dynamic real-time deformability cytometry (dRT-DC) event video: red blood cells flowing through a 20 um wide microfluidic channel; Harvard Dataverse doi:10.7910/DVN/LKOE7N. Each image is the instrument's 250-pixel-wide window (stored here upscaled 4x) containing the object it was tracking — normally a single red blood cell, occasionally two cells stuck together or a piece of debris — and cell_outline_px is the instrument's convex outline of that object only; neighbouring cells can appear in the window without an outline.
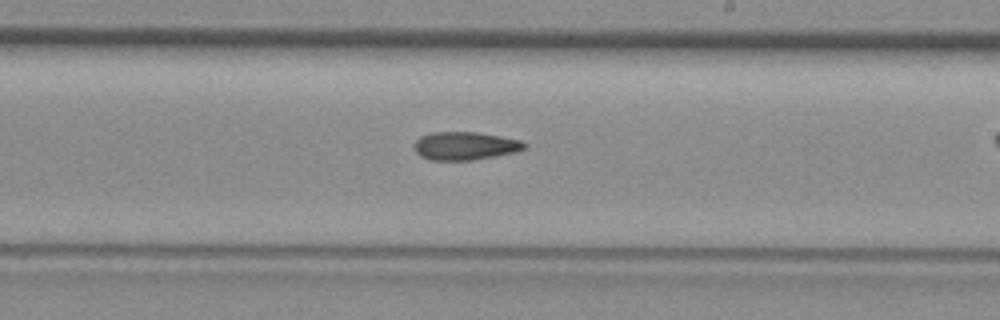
{"species": "common noctule bat (a hibernating species)", "species_latin": "Nyctalus noctula", "temperature_condition": "room temperature", "stored_images_in_passage": 30, "camera_frame_rate_fps": 3000, "um_per_image_px": 0.085, "animal": {"sex": "female", "body_mass_g": 29.2, "forearm_length_mm": 56.3}, "frame": {"image": 1, "passage_image": 22, "time_ms": 7.0, "image_size_px": [1000, 320], "cell_outline_px": [[528, 148], [516, 152], [472, 160], [428, 160], [420, 156], [416, 152], [412, 144], [420, 136], [432, 132], [476, 132], [500, 136], [520, 140], [528, 144]], "centroid_in_image_um": [39.52, 12.4], "position_along_channel_um": 249.5, "area_um2": 18.26}}